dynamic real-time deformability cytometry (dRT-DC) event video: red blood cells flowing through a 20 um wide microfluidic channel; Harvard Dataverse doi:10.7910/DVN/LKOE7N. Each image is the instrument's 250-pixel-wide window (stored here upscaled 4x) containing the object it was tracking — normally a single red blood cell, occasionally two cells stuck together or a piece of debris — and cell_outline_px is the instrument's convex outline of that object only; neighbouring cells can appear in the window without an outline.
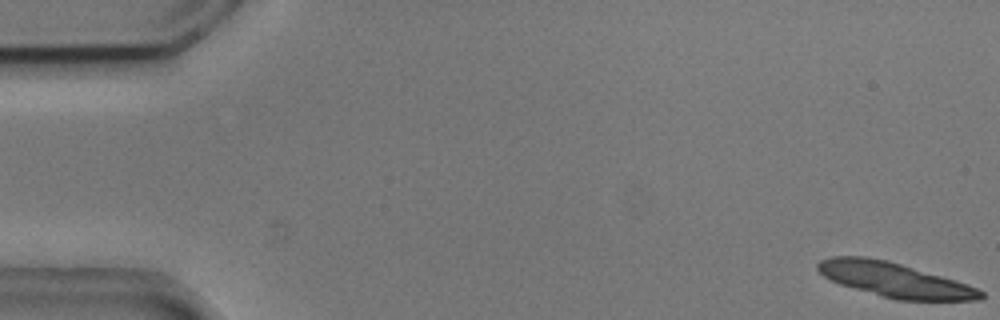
{"species": "common noctule bat (a hibernating species)", "species_latin": "Nyctalus noctula", "temperature_condition": "cold", "stored_images_in_passage": 10, "camera_frame_rate_fps": 3000, "um_per_image_px": 0.085, "animal": {"sex": "male", "body_mass_g": 20.5, "forearm_length_mm": 52.5}, "frame": {"image": 1, "passage_image": 1, "time_ms": 0.0, "image_size_px": [1000, 320], "cell_outline_px": [[984, 296], [980, 300], [896, 300], [840, 284], [824, 276], [816, 268], [816, 264], [820, 260], [832, 256], [864, 256], [888, 260], [956, 280], [968, 284], [984, 292]], "centroid_in_image_um": [76.04, 23.78], "position_along_channel_um": 9.0, "area_um2": 32.66}}
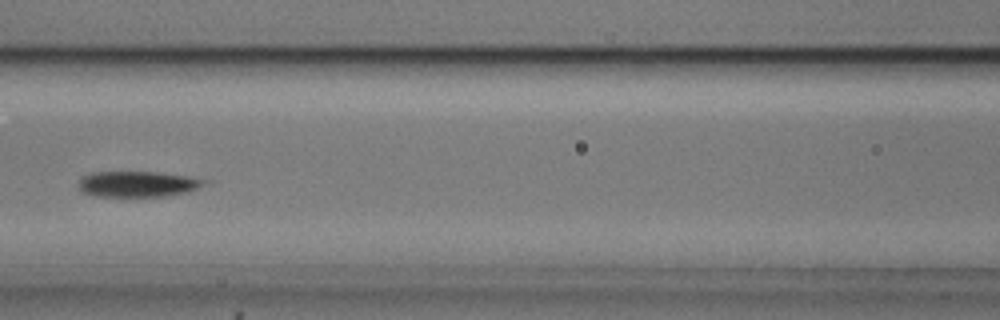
{"frame": {"image": 2, "passage_image": 7, "time_ms": 2.0, "image_size_px": [1000, 320], "cell_outline_px": [[212, 184], [188, 192], [164, 196], [96, 196], [84, 192], [80, 188], [80, 180], [84, 176], [92, 172], [156, 172], [188, 176], [212, 180]], "centroid_in_image_um": [11.86, 15.64], "position_along_channel_um": 154.7, "area_um2": 19.02}}
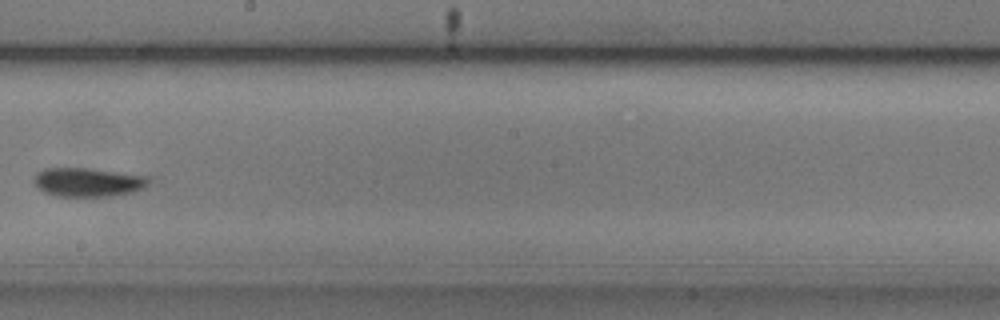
{"frame": {"image": 3, "passage_image": 9, "time_ms": 2.667, "image_size_px": [1000, 320], "cell_outline_px": [[152, 180], [144, 188], [120, 196], [56, 196], [44, 192], [32, 180], [36, 172], [44, 168], [88, 168], [148, 176]], "centroid_in_image_um": [7.5, 15.48], "position_along_channel_um": 240.7, "area_um2": 19.48}}